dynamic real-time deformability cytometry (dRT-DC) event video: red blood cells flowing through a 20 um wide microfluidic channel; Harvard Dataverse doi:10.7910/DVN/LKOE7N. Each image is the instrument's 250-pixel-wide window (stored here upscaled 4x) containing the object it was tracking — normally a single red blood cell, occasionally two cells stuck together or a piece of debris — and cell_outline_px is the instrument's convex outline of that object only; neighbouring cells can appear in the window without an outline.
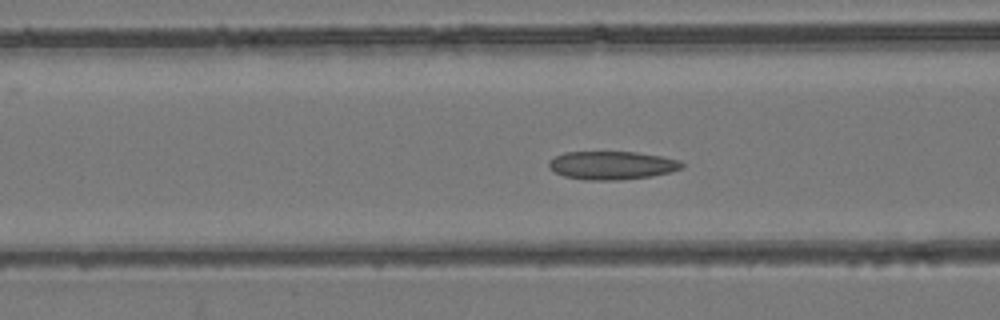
{"species": "common noctule bat (a hibernating species)", "species_latin": "Nyctalus noctula", "temperature_condition": "room temperature", "stored_images_in_passage": 54, "camera_frame_rate_fps": 3000, "um_per_image_px": 0.085, "animal": {"sex": "female", "body_mass_g": 24.6, "forearm_length_mm": 56.2}, "frame": {"image": 1, "passage_image": 22, "time_ms": 7.0, "image_size_px": [1000, 320], "cell_outline_px": [[684, 168], [672, 172], [652, 176], [616, 180], [584, 180], [564, 176], [548, 168], [548, 160], [564, 152], [636, 152], [660, 156], [680, 160], [684, 164]], "centroid_in_image_um": [52.02, 14.05], "position_along_channel_um": 114.6, "area_um2": 22.08}}
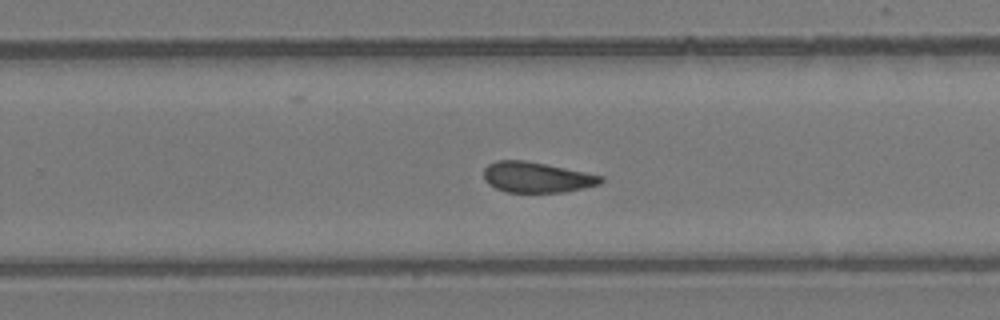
{"frame": {"image": 2, "passage_image": 35, "time_ms": 11.333, "image_size_px": [1000, 320], "cell_outline_px": [[604, 180], [600, 184], [584, 188], [564, 192], [504, 192], [488, 184], [484, 180], [484, 168], [488, 164], [496, 160], [524, 160], [604, 176]], "centroid_in_image_um": [45.59, 15.07], "position_along_channel_um": 284.2, "area_um2": 20.81}}
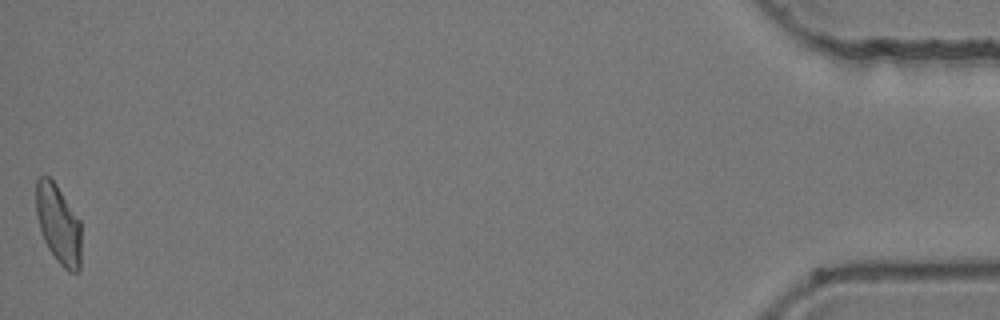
{"frame": {"image": 3, "passage_image": 54, "time_ms": 17.667, "image_size_px": [1000, 320], "cell_outline_px": [[80, 272], [68, 272], [56, 260], [48, 248], [44, 240], [40, 228], [36, 212], [36, 180], [40, 176], [48, 176], [56, 184], [80, 220]], "centroid_in_image_um": [4.96, 19.07], "position_along_channel_um": 430.2, "area_um2": 20.75}, "authors_computed_cell_mechanics": {"area_um2": 21.7617, "velocity_mm_per_s": 3.9193, "shape_relaxation_time_tau1_ms": null, "shape_relaxation_time_tau2_ms": 3.9522, "deformation_change_tau1": null, "deformation_change_tau2": 0.0901}}